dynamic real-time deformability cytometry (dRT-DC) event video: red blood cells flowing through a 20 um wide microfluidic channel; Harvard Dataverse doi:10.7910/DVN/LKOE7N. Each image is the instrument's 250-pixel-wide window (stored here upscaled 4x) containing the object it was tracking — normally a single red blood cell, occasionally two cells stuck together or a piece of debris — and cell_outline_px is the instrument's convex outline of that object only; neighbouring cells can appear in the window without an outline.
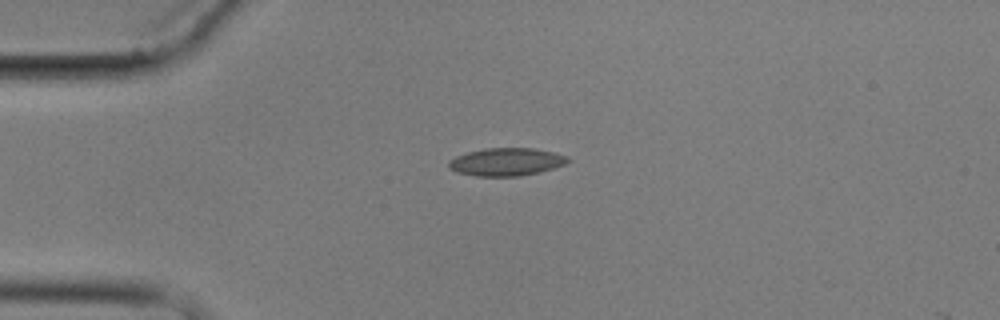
{"species": "common noctule bat (a hibernating species)", "species_latin": "Nyctalus noctula", "temperature_condition": "cold", "stored_images_in_passage": 2, "camera_frame_rate_fps": 3000, "um_per_image_px": 0.085, "animal": {"sex": "male", "body_mass_g": 17.9}, "frame": {"image": 1, "passage_image": 1, "time_ms": 0.0, "image_size_px": [1000, 320], "cell_outline_px": [[572, 160], [564, 164], [540, 172], [520, 176], [476, 176], [456, 172], [448, 168], [448, 160], [456, 156], [468, 152], [484, 148], [532, 148], [552, 152], [568, 156]], "centroid_in_image_um": [43.01, 13.76], "position_along_channel_um": 42.0, "area_um2": 19.36}}